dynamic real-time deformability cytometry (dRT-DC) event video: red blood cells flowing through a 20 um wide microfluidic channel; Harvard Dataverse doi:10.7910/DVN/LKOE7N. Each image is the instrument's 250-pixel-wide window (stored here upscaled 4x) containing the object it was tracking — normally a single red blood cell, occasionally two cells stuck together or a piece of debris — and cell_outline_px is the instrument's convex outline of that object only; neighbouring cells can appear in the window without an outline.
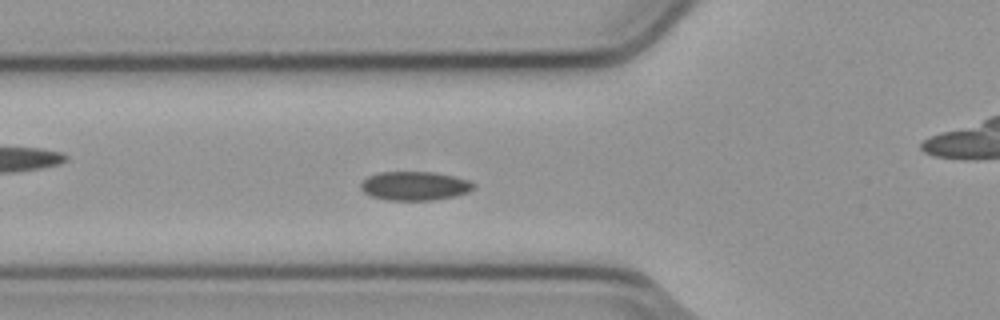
{"species": "common noctule bat (a hibernating species)", "species_latin": "Nyctalus noctula", "temperature_condition": "cold", "stored_images_in_passage": 51, "camera_frame_rate_fps": 3000, "um_per_image_px": 0.085, "animal": {"sex": "male", "body_mass_g": 23.1, "forearm_length_mm": 52.7}, "frame": {"image": 1, "passage_image": 15, "time_ms": 4.667, "image_size_px": [1000, 320], "cell_outline_px": [[476, 188], [468, 192], [456, 196], [432, 200], [384, 200], [372, 196], [364, 192], [360, 188], [360, 184], [368, 176], [380, 172], [436, 172], [468, 180], [476, 184]], "centroid_in_image_um": [35.27, 15.8], "position_along_channel_um": 90.5, "area_um2": 19.07}}
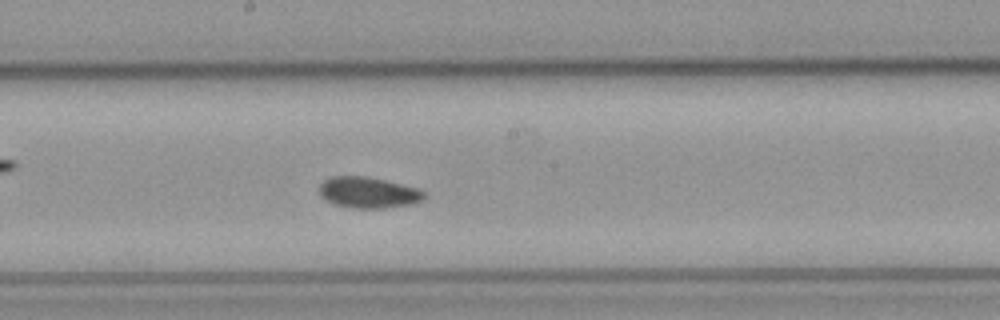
{"frame": {"image": 2, "passage_image": 25, "time_ms": 8.0, "image_size_px": [1000, 320], "cell_outline_px": [[428, 196], [424, 200], [412, 204], [384, 208], [352, 208], [336, 204], [324, 200], [320, 196], [320, 184], [324, 180], [332, 176], [368, 176], [420, 188]], "centroid_in_image_um": [31.35, 16.36], "position_along_channel_um": 216.9, "area_um2": 19.25}}
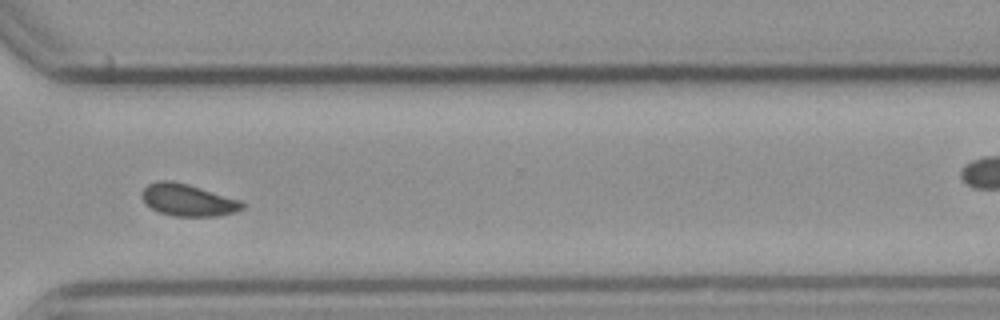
{"frame": {"image": 3, "passage_image": 36, "time_ms": 11.667, "image_size_px": [1000, 320], "cell_outline_px": [[244, 208], [236, 212], [216, 216], [176, 216], [160, 212], [152, 208], [140, 196], [140, 192], [148, 184], [156, 180], [172, 180], [188, 184], [240, 200], [244, 204]], "centroid_in_image_um": [15.96, 16.99], "position_along_channel_um": 354.6, "area_um2": 18.67}, "authors_computed_cell_mechanics": {"area_um2": 18.5538, "velocity_mm_per_s": 3.7627, "shape_relaxation_time_tau1_ms": 8.9631, "shape_relaxation_time_tau2_ms": 1.9684, "deformation_change_tau1": 0.1106, "deformation_change_tau2": 0.0487}}